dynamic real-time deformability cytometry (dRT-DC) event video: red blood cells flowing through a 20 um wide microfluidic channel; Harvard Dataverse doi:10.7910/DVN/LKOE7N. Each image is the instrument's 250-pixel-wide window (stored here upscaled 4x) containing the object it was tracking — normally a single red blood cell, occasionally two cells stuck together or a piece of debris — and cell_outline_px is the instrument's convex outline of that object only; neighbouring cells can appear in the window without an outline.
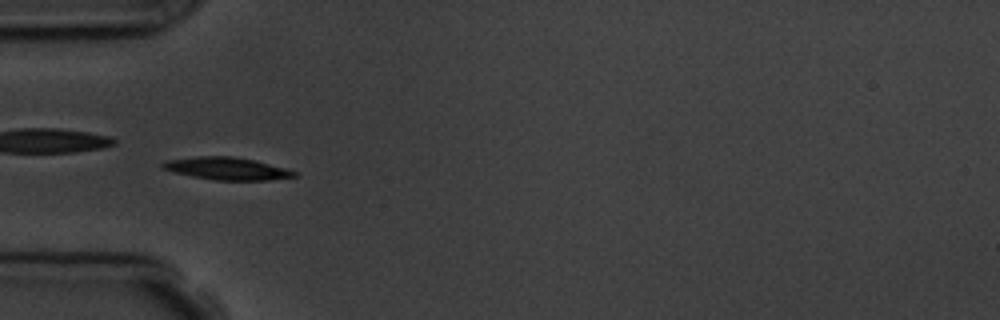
{"species": "common noctule bat (a hibernating species)", "species_latin": "Nyctalus noctula", "temperature_condition": "room temperature", "stored_images_in_passage": 6, "camera_frame_rate_fps": 3000, "um_per_image_px": 0.085, "animal": {"sex": "male", "body_mass_g": 19.5, "forearm_length_mm": 54.6}, "frame": {"image": 1, "passage_image": 6, "time_ms": 6.0, "image_size_px": [1000, 320], "cell_outline_px": [[300, 176], [268, 180], [216, 180], [192, 176], [172, 172], [160, 168], [160, 164], [164, 160], [196, 156], [232, 156], [256, 160], [284, 168], [296, 172]], "centroid_in_image_um": [19.23, 14.32], "position_along_channel_um": 65.8, "area_um2": 17.4}}